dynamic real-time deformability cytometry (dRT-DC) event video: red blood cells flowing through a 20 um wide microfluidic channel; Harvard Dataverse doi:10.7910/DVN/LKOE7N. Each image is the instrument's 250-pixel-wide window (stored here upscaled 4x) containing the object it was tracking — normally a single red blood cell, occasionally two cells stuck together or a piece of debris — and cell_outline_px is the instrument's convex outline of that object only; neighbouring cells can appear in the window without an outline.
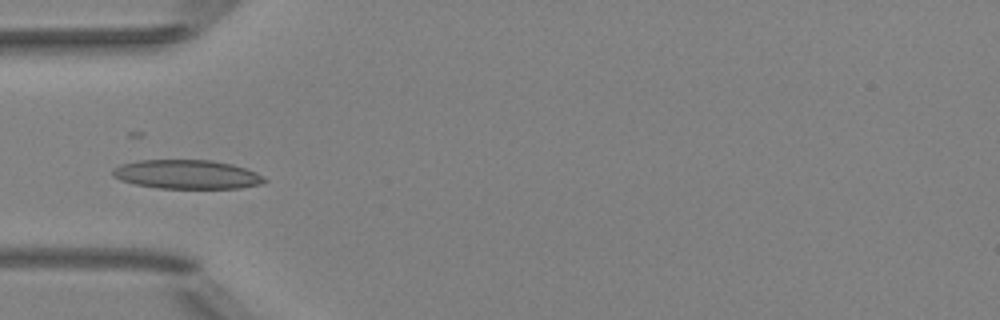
{"species": "Egyptian fruit bat (a non-hibernating species)", "species_latin": "Rousettus aegyptiacus", "temperature_condition": "room temperature", "stored_images_in_passage": 9, "camera_frame_rate_fps": 3000, "um_per_image_px": 0.085, "animal": {"sex": "female"}, "frame": {"image": 1, "passage_image": 5, "time_ms": 1.333, "image_size_px": [1000, 320], "cell_outline_px": [[268, 180], [264, 184], [240, 188], [156, 188], [136, 184], [120, 180], [112, 176], [112, 168], [120, 164], [140, 160], [212, 160], [232, 164], [256, 172]], "centroid_in_image_um": [15.89, 14.82], "position_along_channel_um": 69.1, "area_um2": 25.78}}
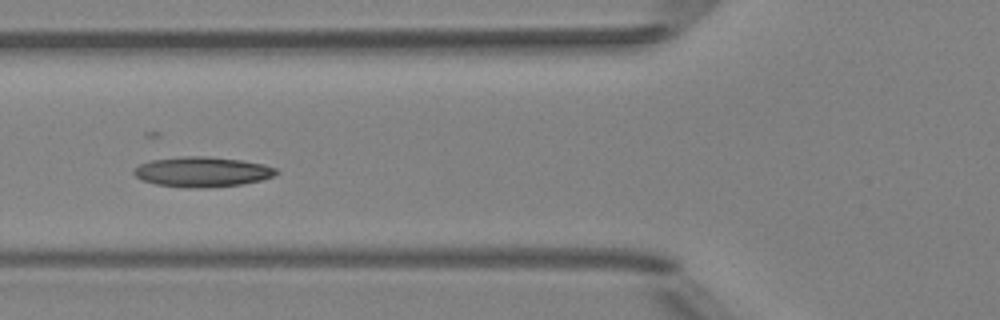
{"frame": {"image": 2, "passage_image": 6, "time_ms": 1.667, "image_size_px": [1000, 320], "cell_outline_px": [[280, 172], [276, 176], [244, 184], [200, 188], [184, 188], [156, 184], [144, 180], [136, 176], [132, 172], [140, 164], [152, 160], [184, 156], [204, 156], [240, 160], [264, 164], [276, 168]], "centroid_in_image_um": [17.23, 14.61], "position_along_channel_um": 108.6, "area_um2": 24.91}}
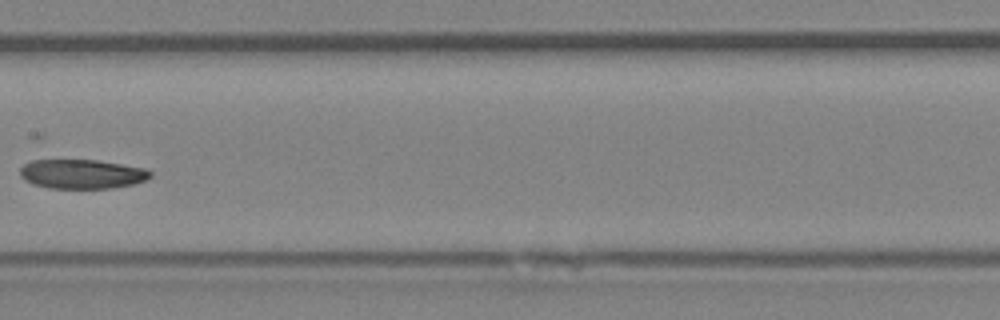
{"frame": {"image": 3, "passage_image": 8, "time_ms": 2.333, "image_size_px": [1000, 320], "cell_outline_px": [[152, 176], [144, 180], [132, 184], [112, 188], [48, 188], [32, 184], [24, 180], [20, 176], [20, 168], [24, 164], [32, 160], [96, 160], [144, 168], [152, 172]], "centroid_in_image_um": [6.92, 14.79], "position_along_channel_um": 200.5, "area_um2": 22.2}}